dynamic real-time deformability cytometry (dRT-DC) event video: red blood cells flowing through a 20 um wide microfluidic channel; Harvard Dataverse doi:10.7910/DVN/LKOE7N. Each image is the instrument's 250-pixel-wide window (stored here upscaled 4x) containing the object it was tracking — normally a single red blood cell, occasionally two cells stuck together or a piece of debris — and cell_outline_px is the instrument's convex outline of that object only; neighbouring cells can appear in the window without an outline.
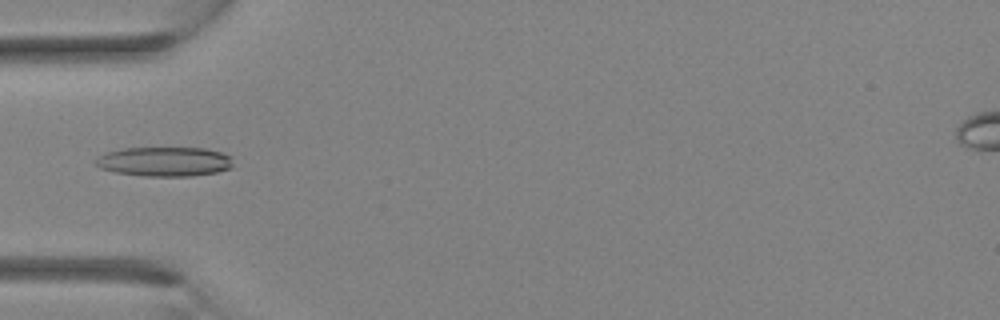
{"species": "Egyptian fruit bat (a non-hibernating species)", "species_latin": "Rousettus aegyptiacus", "temperature_condition": "room temperature", "stored_images_in_passage": 26, "camera_frame_rate_fps": 3000, "um_per_image_px": 0.085, "animal": {"sex": "female"}, "frame": {"image": 1, "passage_image": 4, "time_ms": 1.0, "image_size_px": [1000, 320], "cell_outline_px": [[232, 168], [216, 172], [192, 176], [144, 176], [116, 172], [100, 168], [96, 164], [96, 160], [100, 156], [108, 152], [124, 148], [208, 148], [232, 156]], "centroid_in_image_um": [14.04, 13.73], "position_along_channel_um": 71.0, "area_um2": 23.52}}
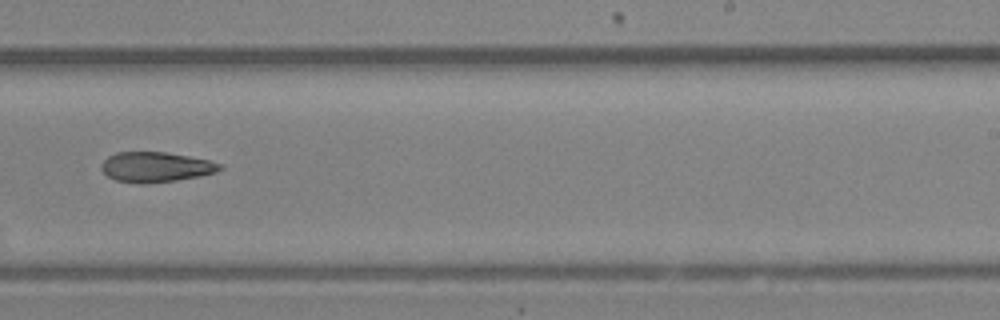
{"frame": {"image": 2, "passage_image": 14, "time_ms": 4.333, "image_size_px": [1000, 320], "cell_outline_px": [[224, 168], [216, 172], [200, 176], [176, 180], [116, 180], [108, 176], [100, 168], [100, 164], [108, 156], [116, 152], [168, 152], [208, 160], [220, 164]], "centroid_in_image_um": [13.27, 14.14], "position_along_channel_um": 275.7, "area_um2": 19.88}}
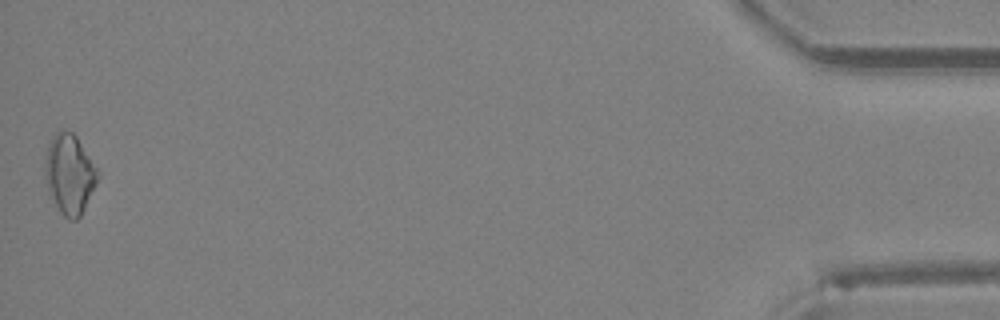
{"frame": {"image": 3, "passage_image": 26, "time_ms": 8.333, "image_size_px": [1000, 320], "cell_outline_px": [[100, 176], [80, 216], [76, 220], [68, 220], [60, 212], [48, 192], [44, 176], [44, 168], [48, 144], [52, 136], [56, 132], [64, 128], [72, 132], [76, 136], [100, 172]], "centroid_in_image_um": [5.9, 14.78], "position_along_channel_um": 429.3, "area_um2": 24.62}}